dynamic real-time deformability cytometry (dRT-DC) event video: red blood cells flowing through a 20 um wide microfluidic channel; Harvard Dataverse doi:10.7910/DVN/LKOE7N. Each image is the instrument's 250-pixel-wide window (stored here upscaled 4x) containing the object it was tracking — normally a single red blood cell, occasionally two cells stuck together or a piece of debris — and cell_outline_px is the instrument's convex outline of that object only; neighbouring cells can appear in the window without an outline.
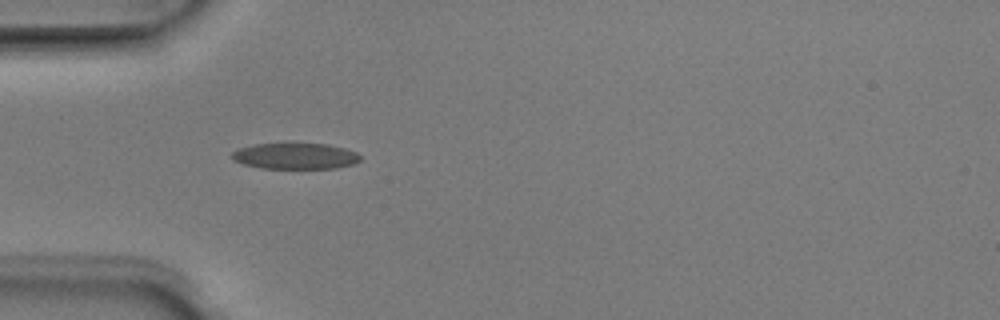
{"species": "Egyptian fruit bat (a non-hibernating species)", "species_latin": "Rousettus aegyptiacus", "temperature_condition": "room temperature", "stored_images_in_passage": 2, "camera_frame_rate_fps": 3000, "um_per_image_px": 0.085, "animal": {"sex": "male"}, "frame": {"image": 1, "passage_image": 1, "time_ms": 0.0, "image_size_px": [1000, 320], "cell_outline_px": [[360, 160], [352, 164], [336, 168], [260, 168], [244, 164], [232, 160], [232, 152], [240, 148], [252, 144], [288, 140], [328, 144], [344, 148], [356, 152], [360, 156]], "centroid_in_image_um": [25.06, 13.2], "position_along_channel_um": 59.9, "area_um2": 20.4}}
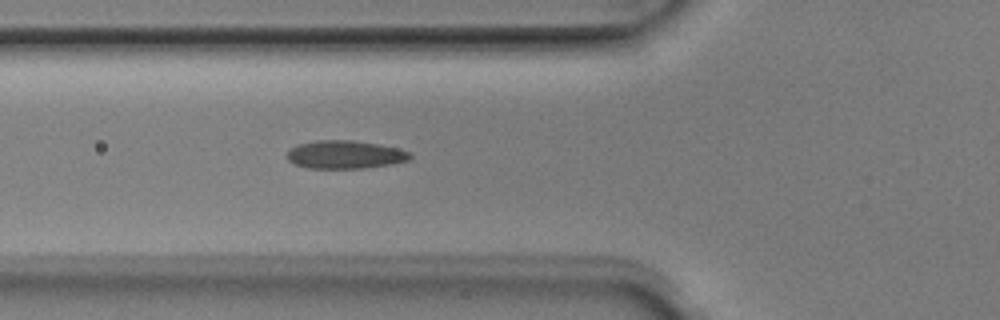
{"frame": {"image": 2, "passage_image": 2, "time_ms": 0.333, "image_size_px": [1000, 320], "cell_outline_px": [[412, 156], [408, 160], [392, 164], [364, 168], [308, 168], [296, 164], [288, 160], [284, 156], [292, 148], [300, 144], [316, 140], [352, 140], [376, 144], [396, 148], [412, 152]], "centroid_in_image_um": [29.33, 13.14], "position_along_channel_um": 96.5, "area_um2": 20.06}}